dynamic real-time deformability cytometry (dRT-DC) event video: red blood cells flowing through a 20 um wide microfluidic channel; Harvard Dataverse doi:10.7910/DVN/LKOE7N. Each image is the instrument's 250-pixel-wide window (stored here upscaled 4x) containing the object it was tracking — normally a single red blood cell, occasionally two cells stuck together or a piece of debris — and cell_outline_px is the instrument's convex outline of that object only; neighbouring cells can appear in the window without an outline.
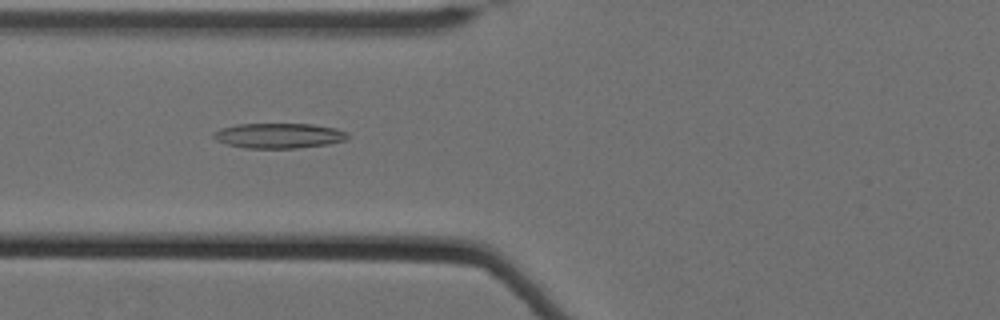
{"species": "Egyptian fruit bat (a non-hibernating species)", "species_latin": "Rousettus aegyptiacus", "temperature_condition": "cold", "stored_images_in_passage": 62, "camera_frame_rate_fps": 3000, "um_per_image_px": 0.085, "animal": {"sex": "female"}, "frame": {"image": 1, "passage_image": 28, "time_ms": 9.0, "image_size_px": [1000, 320], "cell_outline_px": [[348, 136], [344, 140], [328, 144], [296, 148], [244, 148], [228, 144], [216, 140], [212, 136], [212, 132], [220, 128], [236, 124], [312, 124], [336, 128], [348, 132]], "centroid_in_image_um": [23.67, 11.52], "position_along_channel_um": 102.1, "area_um2": 19.65}}
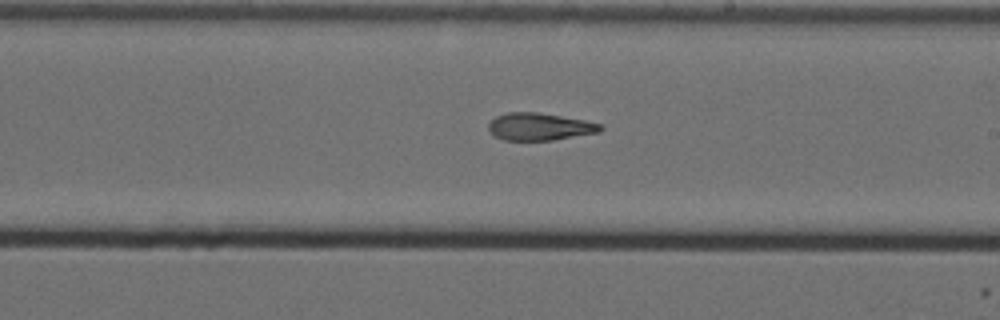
{"frame": {"image": 2, "passage_image": 40, "time_ms": 13.0, "image_size_px": [1000, 320], "cell_outline_px": [[604, 128], [600, 132], [552, 140], [504, 140], [492, 136], [488, 128], [488, 124], [496, 116], [508, 112], [536, 112], [584, 120], [604, 124]], "centroid_in_image_um": [45.87, 10.77], "position_along_channel_um": 243.1, "area_um2": 17.92}}
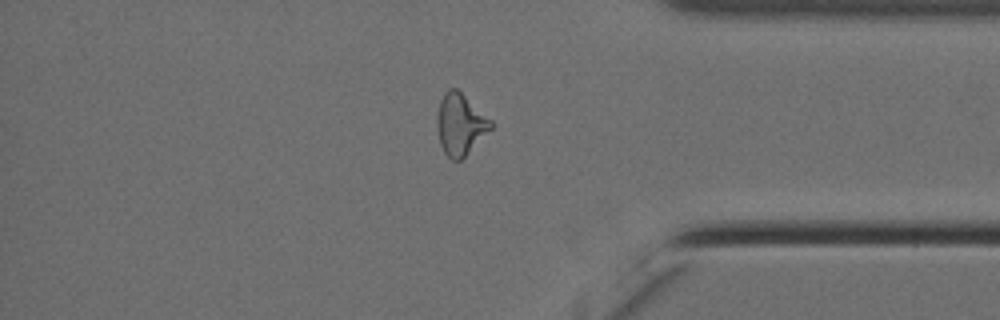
{"frame": {"image": 3, "passage_image": 54, "time_ms": 17.667, "image_size_px": [1000, 320], "cell_outline_px": [[492, 128], [460, 160], [452, 160], [444, 152], [440, 144], [436, 124], [436, 120], [440, 100], [444, 92], [448, 88], [456, 88], [492, 120]], "centroid_in_image_um": [39.1, 10.55], "position_along_channel_um": 396.1, "area_um2": 19.02}, "authors_computed_cell_mechanics": {"area_um2": 19.5364, "velocity_mm_per_s": 3.4908, "shape_relaxation_time_tau1_ms": null, "shape_relaxation_time_tau2_ms": 5.0966, "deformation_change_tau1": null, "deformation_change_tau2": 0.1581}}